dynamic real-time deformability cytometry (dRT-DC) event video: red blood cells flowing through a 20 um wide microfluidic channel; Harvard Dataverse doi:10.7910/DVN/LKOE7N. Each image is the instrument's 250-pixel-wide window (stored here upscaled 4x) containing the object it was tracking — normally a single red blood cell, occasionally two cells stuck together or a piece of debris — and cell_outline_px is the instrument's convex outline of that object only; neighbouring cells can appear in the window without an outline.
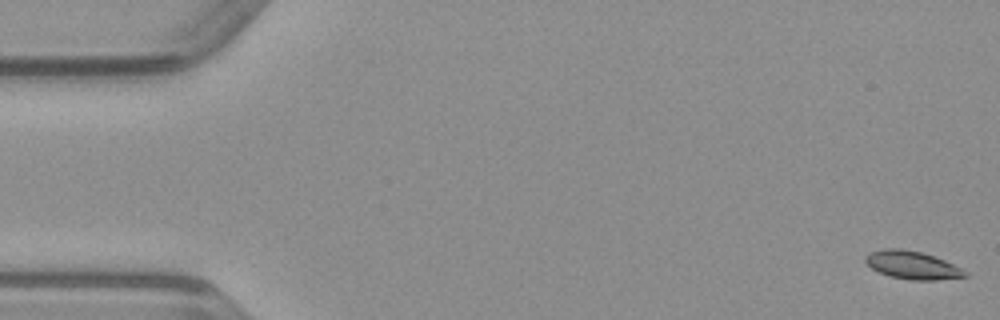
{"species": "common noctule bat (a hibernating species)", "species_latin": "Nyctalus noctula", "temperature_condition": "warm", "stored_images_in_passage": 50, "camera_frame_rate_fps": 3000, "um_per_image_px": 0.085, "animal": {"sex": "male", "body_mass_g": 23.1, "forearm_length_mm": 52.7}, "frame": {"image": 1, "passage_image": 1, "time_ms": 0.0, "image_size_px": [1000, 320], "cell_outline_px": [[968, 276], [936, 280], [908, 280], [888, 276], [872, 268], [864, 260], [864, 256], [868, 252], [884, 248], [900, 248], [924, 252], [944, 260], [968, 272]], "centroid_in_image_um": [77.51, 22.52], "position_along_channel_um": 7.5, "area_um2": 16.42}}
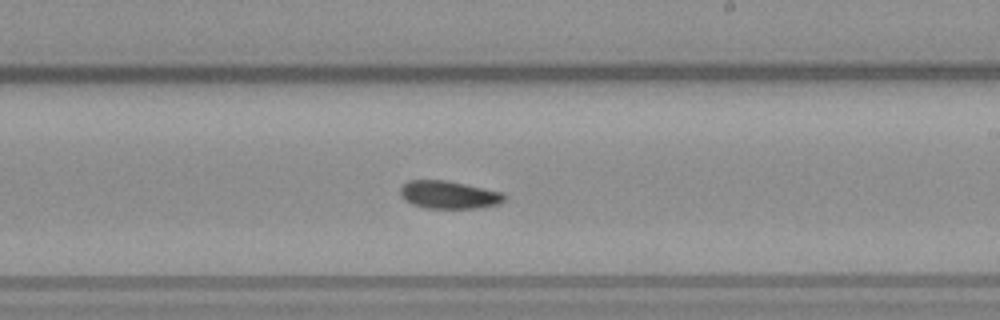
{"frame": {"image": 2, "passage_image": 29, "time_ms": 9.333, "image_size_px": [1000, 320], "cell_outline_px": [[508, 196], [500, 204], [476, 208], [424, 208], [412, 204], [404, 200], [400, 196], [400, 188], [408, 180], [444, 180], [504, 192]], "centroid_in_image_um": [38.16, 16.56], "position_along_channel_um": 250.8, "area_um2": 16.99}}
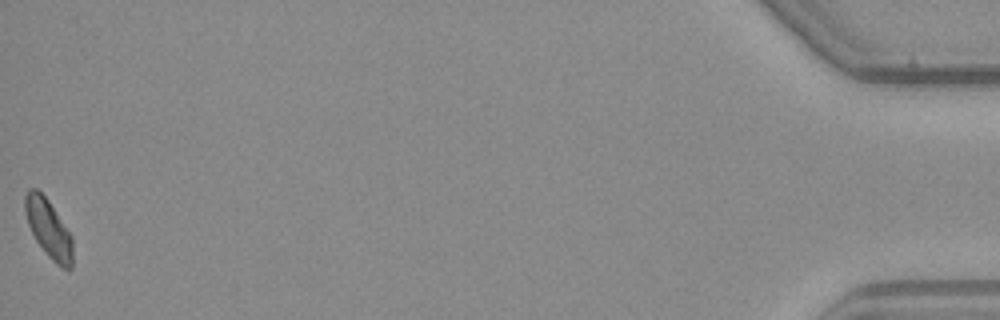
{"frame": {"image": 3, "passage_image": 50, "time_ms": 16.333, "image_size_px": [1000, 320], "cell_outline_px": [[72, 268], [68, 272], [60, 268], [48, 256], [36, 240], [28, 224], [24, 212], [24, 196], [28, 188], [36, 188], [48, 200], [72, 236]], "centroid_in_image_um": [4.12, 19.46], "position_along_channel_um": 431.1, "area_um2": 16.3}}